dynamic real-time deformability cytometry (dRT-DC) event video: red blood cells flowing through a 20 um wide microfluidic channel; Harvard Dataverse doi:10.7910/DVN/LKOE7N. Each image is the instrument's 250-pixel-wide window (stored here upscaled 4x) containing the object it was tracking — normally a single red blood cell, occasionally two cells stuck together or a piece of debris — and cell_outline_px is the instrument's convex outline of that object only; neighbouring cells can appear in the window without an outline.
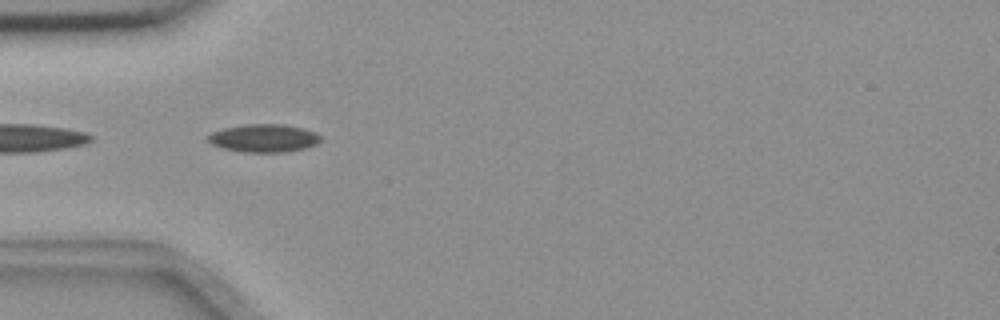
{"species": "common noctule bat (a hibernating species)", "species_latin": "Nyctalus noctula", "temperature_condition": "room temperature", "stored_images_in_passage": 7, "camera_frame_rate_fps": 3000, "um_per_image_px": 0.085, "animal": {"sex": "female", "body_mass_g": 18.4}, "frame": {"image": 1, "passage_image": 5, "time_ms": 1.333, "image_size_px": [1000, 320], "cell_outline_px": [[320, 140], [316, 144], [304, 148], [288, 152], [244, 152], [224, 148], [212, 144], [204, 136], [212, 132], [224, 128], [244, 124], [284, 124], [304, 128], [316, 132], [320, 136]], "centroid_in_image_um": [22.42, 11.73], "position_along_channel_um": 62.6, "area_um2": 18.44}}
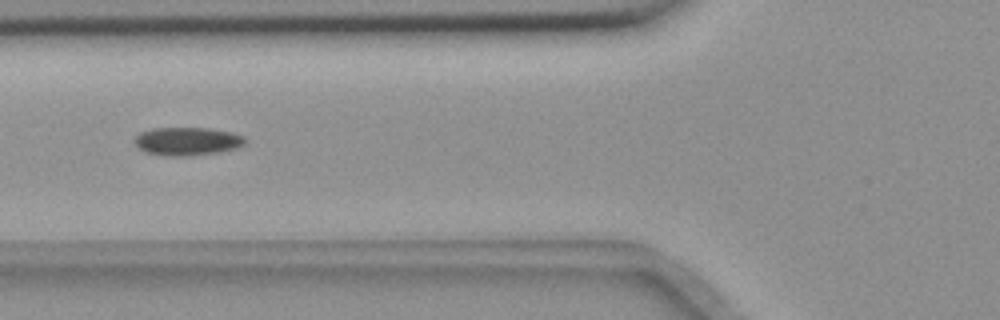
{"frame": {"image": 2, "passage_image": 6, "time_ms": 1.667, "image_size_px": [1000, 320], "cell_outline_px": [[244, 144], [236, 148], [216, 152], [188, 156], [168, 156], [148, 152], [140, 148], [136, 144], [136, 136], [140, 132], [152, 128], [208, 128], [232, 132], [244, 136]], "centroid_in_image_um": [15.93, 12.0], "position_along_channel_um": 109.9, "area_um2": 17.86}}
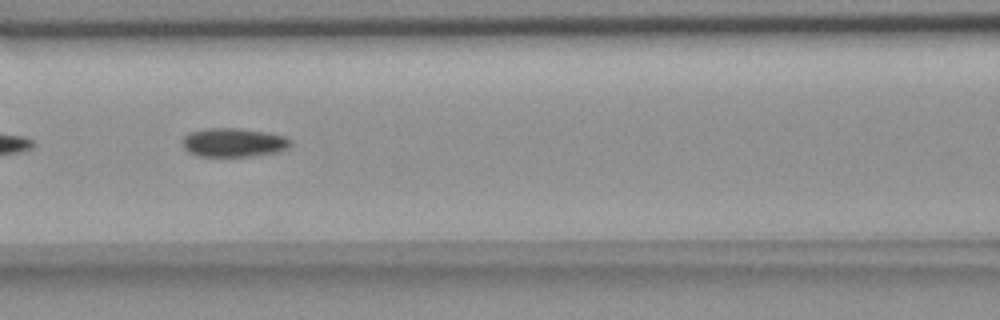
{"frame": {"image": 3, "passage_image": 7, "time_ms": 2.0, "image_size_px": [1000, 320], "cell_outline_px": [[292, 144], [288, 148], [280, 152], [252, 156], [200, 156], [188, 152], [184, 148], [184, 136], [192, 132], [208, 128], [236, 128], [264, 132], [284, 136], [292, 140]], "centroid_in_image_um": [19.91, 12.12], "position_along_channel_um": 146.7, "area_um2": 18.03}}